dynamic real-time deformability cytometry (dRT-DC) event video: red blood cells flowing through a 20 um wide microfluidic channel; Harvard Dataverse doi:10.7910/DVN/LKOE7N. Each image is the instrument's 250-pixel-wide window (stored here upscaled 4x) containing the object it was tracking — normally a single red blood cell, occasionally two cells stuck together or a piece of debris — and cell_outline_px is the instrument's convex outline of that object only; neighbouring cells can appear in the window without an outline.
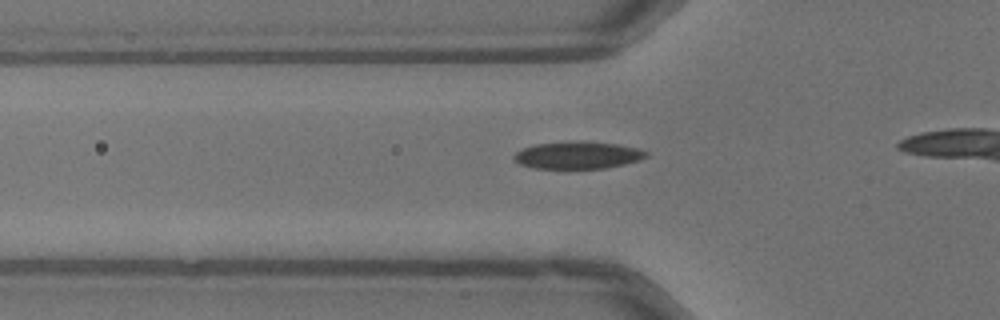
{"species": "common noctule bat (a hibernating species)", "species_latin": "Nyctalus noctula", "temperature_condition": "warm", "stored_images_in_passage": 32, "camera_frame_rate_fps": 3000, "um_per_image_px": 0.085, "animal": {"sex": "male", "body_mass_g": 13.3}, "frame": {"image": 1, "passage_image": 8, "time_ms": 2.333, "image_size_px": [1000, 320], "cell_outline_px": [[648, 156], [640, 160], [624, 164], [604, 168], [536, 168], [520, 164], [512, 156], [516, 152], [524, 148], [536, 144], [580, 140], [616, 144], [636, 148], [648, 152]], "centroid_in_image_um": [49.13, 13.18], "position_along_channel_um": 76.7, "area_um2": 20.87}}
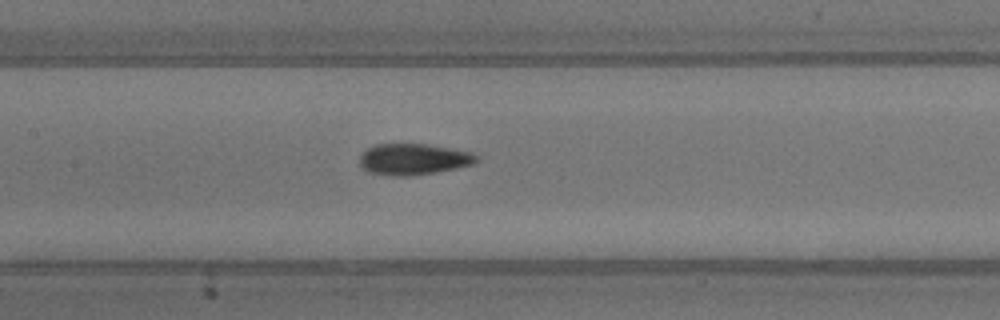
{"frame": {"image": 2, "passage_image": 15, "time_ms": 4.667, "image_size_px": [1000, 320], "cell_outline_px": [[480, 160], [472, 164], [456, 168], [436, 172], [408, 176], [392, 176], [368, 172], [360, 164], [360, 156], [368, 148], [376, 144], [428, 144], [452, 148], [472, 152], [480, 156]], "centroid_in_image_um": [35.19, 13.53], "position_along_channel_um": 172.2, "area_um2": 21.33}}
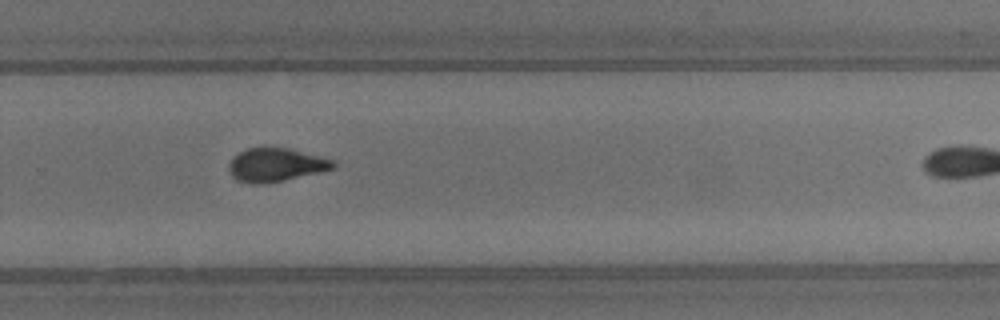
{"frame": {"image": 3, "passage_image": 25, "time_ms": 8.0, "image_size_px": [1000, 320], "cell_outline_px": [[336, 168], [320, 172], [284, 180], [264, 184], [252, 184], [236, 180], [228, 172], [228, 164], [232, 156], [248, 148], [264, 144], [288, 148], [336, 160]], "centroid_in_image_um": [23.41, 13.98], "position_along_channel_um": 306.4, "area_um2": 21.1}}